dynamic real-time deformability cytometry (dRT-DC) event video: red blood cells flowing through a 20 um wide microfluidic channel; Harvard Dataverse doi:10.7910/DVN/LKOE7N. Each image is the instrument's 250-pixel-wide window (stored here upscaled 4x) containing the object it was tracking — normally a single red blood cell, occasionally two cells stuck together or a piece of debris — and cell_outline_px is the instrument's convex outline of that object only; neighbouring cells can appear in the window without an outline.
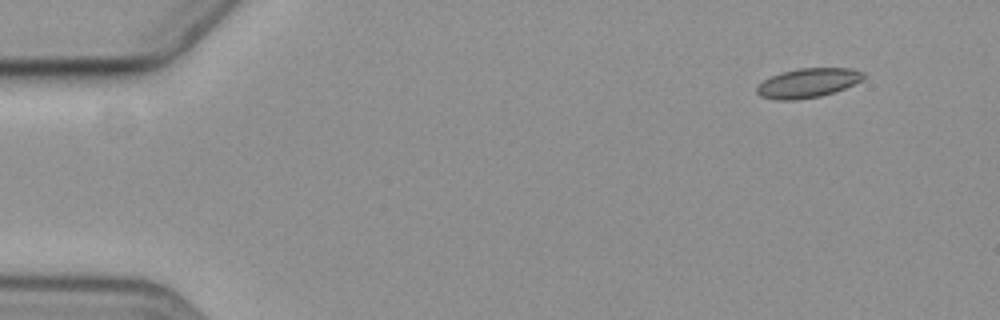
{"species": "common noctule bat (a hibernating species)", "species_latin": "Nyctalus noctula", "temperature_condition": "cold", "stored_images_in_passage": 5, "camera_frame_rate_fps": 3000, "um_per_image_px": 0.085, "animal": {"sex": "female", "body_mass_g": 19.3, "forearm_length_mm": 54.1}, "frame": {"image": 1, "passage_image": 1, "time_ms": 0.0, "image_size_px": [1000, 320], "cell_outline_px": [[868, 76], [864, 80], [836, 92], [820, 96], [796, 100], [776, 100], [760, 96], [756, 92], [756, 88], [764, 80], [780, 72], [800, 68], [852, 68], [864, 72]], "centroid_in_image_um": [68.73, 7.05], "position_along_channel_um": 16.3, "area_um2": 18.5}}